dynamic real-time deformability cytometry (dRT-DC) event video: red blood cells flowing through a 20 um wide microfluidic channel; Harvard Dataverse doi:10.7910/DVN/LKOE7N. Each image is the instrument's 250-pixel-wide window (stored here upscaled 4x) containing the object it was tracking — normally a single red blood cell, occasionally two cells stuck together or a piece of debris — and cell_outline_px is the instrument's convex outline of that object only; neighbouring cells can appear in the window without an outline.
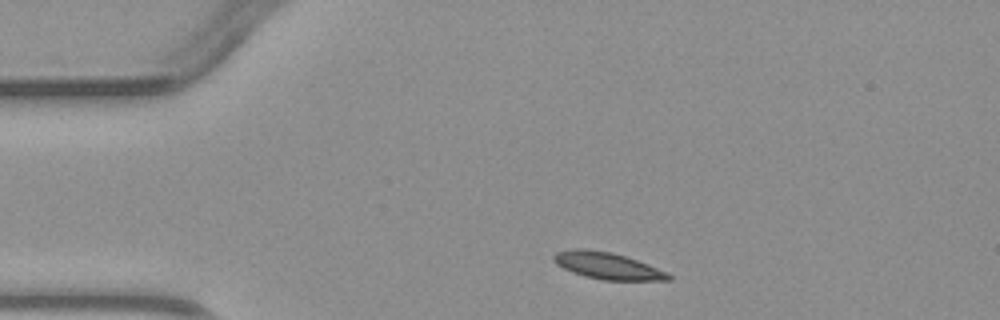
{"species": "common noctule bat (a hibernating species)", "species_latin": "Nyctalus noctula", "temperature_condition": "warm", "stored_images_in_passage": 2, "camera_frame_rate_fps": 3000, "um_per_image_px": 0.085, "animal": {"sex": "male", "body_mass_g": 23.1, "forearm_length_mm": 52.7}, "frame": {"image": 1, "passage_image": 1, "time_ms": 0.0, "image_size_px": [1000, 320], "cell_outline_px": [[672, 280], [604, 280], [584, 276], [572, 272], [556, 264], [552, 260], [552, 256], [556, 252], [572, 248], [588, 248], [612, 252], [636, 260], [668, 272], [672, 276]], "centroid_in_image_um": [51.59, 22.58], "position_along_channel_um": 33.4, "area_um2": 17.98}}